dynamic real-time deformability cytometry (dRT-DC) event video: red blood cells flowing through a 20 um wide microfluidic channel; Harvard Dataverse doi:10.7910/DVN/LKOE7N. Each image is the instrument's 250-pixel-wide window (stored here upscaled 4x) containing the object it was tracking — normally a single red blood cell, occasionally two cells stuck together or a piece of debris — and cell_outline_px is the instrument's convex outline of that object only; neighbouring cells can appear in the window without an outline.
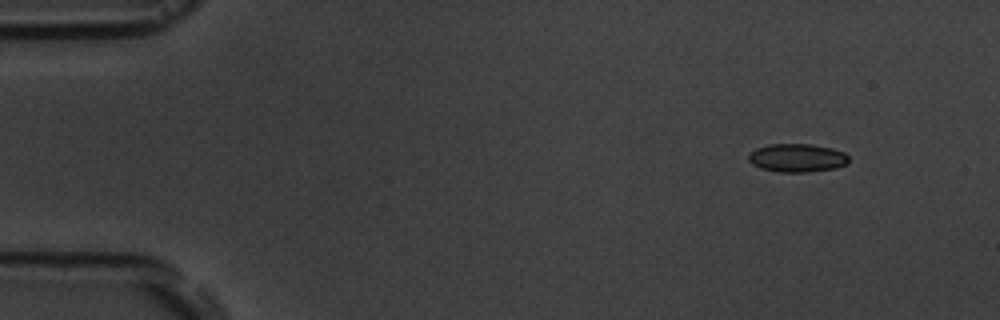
{"species": "common noctule bat (a hibernating species)", "species_latin": "Nyctalus noctula", "temperature_condition": "room temperature", "stored_images_in_passage": 6, "camera_frame_rate_fps": 3000, "um_per_image_px": 0.085, "animal": {"sex": "male", "body_mass_g": 19.5, "forearm_length_mm": 54.6}, "frame": {"image": 1, "passage_image": 1, "time_ms": 0.0, "image_size_px": [1000, 320], "cell_outline_px": [[848, 164], [836, 168], [808, 172], [780, 172], [760, 168], [752, 164], [748, 160], [748, 156], [756, 148], [768, 144], [812, 144], [832, 148], [844, 152], [848, 156]], "centroid_in_image_um": [67.77, 13.42], "position_along_channel_um": 17.2, "area_um2": 16.65}}
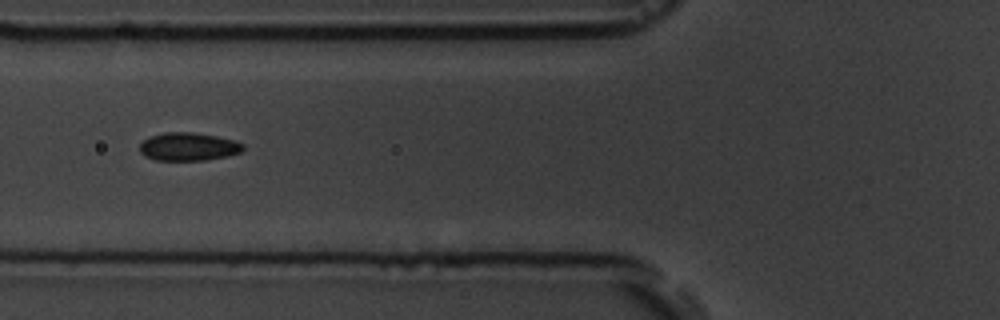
{"frame": {"image": 2, "passage_image": 5, "time_ms": 5.333, "image_size_px": [1000, 320], "cell_outline_px": [[244, 148], [240, 152], [228, 156], [204, 160], [156, 160], [144, 156], [140, 152], [140, 144], [144, 140], [152, 136], [164, 132], [192, 132], [216, 136], [236, 140], [244, 144]], "centroid_in_image_um": [16.03, 12.46], "position_along_channel_um": 109.8, "area_um2": 16.94}}
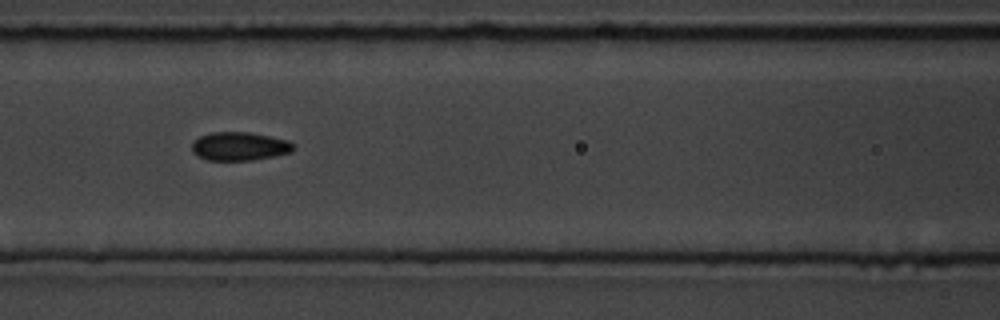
{"frame": {"image": 3, "passage_image": 6, "time_ms": 6.333, "image_size_px": [1000, 320], "cell_outline_px": [[296, 148], [292, 152], [252, 160], [208, 160], [192, 152], [192, 144], [200, 136], [212, 132], [248, 132], [288, 140], [296, 144]], "centroid_in_image_um": [20.4, 12.43], "position_along_channel_um": 146.2, "area_um2": 16.76}}